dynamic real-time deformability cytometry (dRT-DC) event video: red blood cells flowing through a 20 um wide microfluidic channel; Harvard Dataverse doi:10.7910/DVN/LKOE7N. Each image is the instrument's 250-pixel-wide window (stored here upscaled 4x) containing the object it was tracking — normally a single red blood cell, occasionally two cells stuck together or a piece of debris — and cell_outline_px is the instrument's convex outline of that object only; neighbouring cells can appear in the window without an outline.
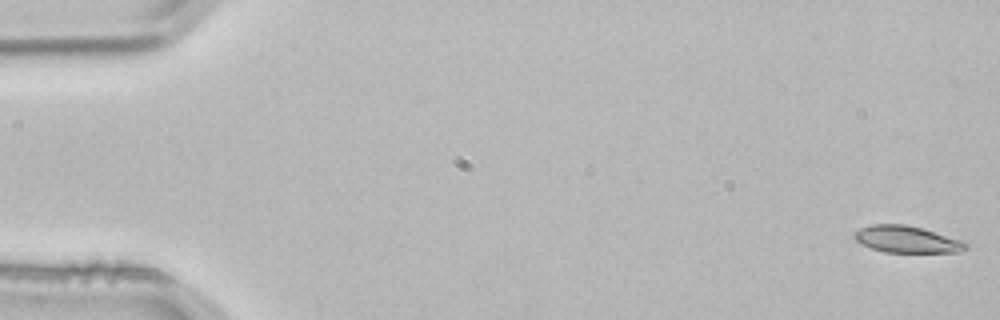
{"species": "common noctule bat (a hibernating species)", "species_latin": "Nyctalus noctula", "temperature_condition": "room temperature", "stored_images_in_passage": 4, "camera_frame_rate_fps": 3000, "um_per_image_px": 0.085, "animal": {"sex": "male", "body_mass_g": 21.5, "forearm_length_mm": 52.0}, "frame": {"image": 1, "passage_image": 1, "time_ms": 0.0, "image_size_px": [1000, 320], "cell_outline_px": [[968, 248], [960, 252], [884, 252], [860, 244], [852, 236], [860, 228], [872, 224], [904, 224], [968, 240]], "centroid_in_image_um": [77.15, 20.35], "position_along_channel_um": 7.9, "area_um2": 17.63}}
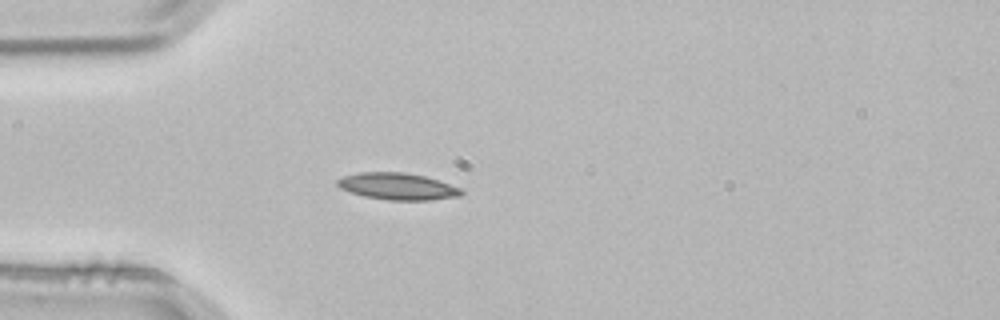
{"frame": {"image": 2, "passage_image": 4, "time_ms": 1.0, "image_size_px": [1000, 320], "cell_outline_px": [[464, 192], [460, 196], [428, 200], [388, 200], [364, 196], [340, 188], [336, 184], [336, 180], [344, 176], [360, 172], [404, 172], [424, 176], [460, 188]], "centroid_in_image_um": [33.77, 15.84], "position_along_channel_um": 51.2, "area_um2": 19.13}}